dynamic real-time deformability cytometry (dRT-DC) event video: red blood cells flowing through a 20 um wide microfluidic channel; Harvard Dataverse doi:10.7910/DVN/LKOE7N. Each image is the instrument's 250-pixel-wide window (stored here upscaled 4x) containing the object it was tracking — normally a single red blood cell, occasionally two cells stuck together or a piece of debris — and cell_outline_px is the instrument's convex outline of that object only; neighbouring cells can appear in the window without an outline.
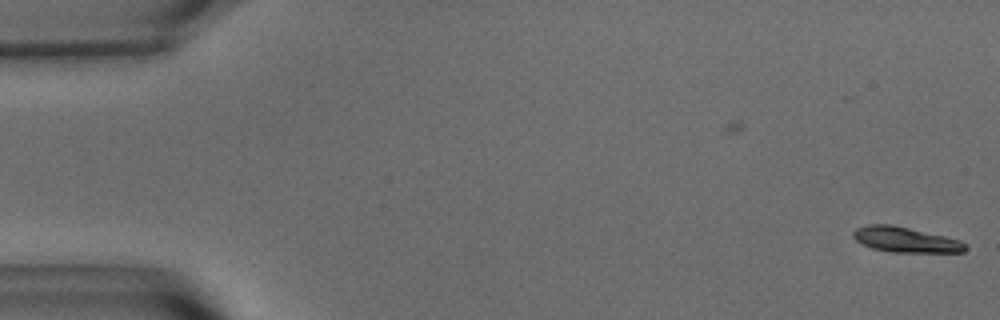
{"species": "common noctule bat (a hibernating species)", "species_latin": "Nyctalus noctula", "temperature_condition": "warm", "stored_images_in_passage": 6, "camera_frame_rate_fps": 3000, "um_per_image_px": 0.085, "animal": {"sex": "male", "body_mass_g": 15.6}, "frame": {"image": 1, "passage_image": 6, "time_ms": 1.667, "image_size_px": [1000, 320], "cell_outline_px": [[968, 248], [964, 252], [892, 252], [872, 248], [856, 240], [852, 236], [852, 232], [856, 228], [868, 224], [892, 224], [944, 236], [960, 240]], "centroid_in_image_um": [76.94, 20.37], "position_along_channel_um": 8.1, "area_um2": 16.42}}